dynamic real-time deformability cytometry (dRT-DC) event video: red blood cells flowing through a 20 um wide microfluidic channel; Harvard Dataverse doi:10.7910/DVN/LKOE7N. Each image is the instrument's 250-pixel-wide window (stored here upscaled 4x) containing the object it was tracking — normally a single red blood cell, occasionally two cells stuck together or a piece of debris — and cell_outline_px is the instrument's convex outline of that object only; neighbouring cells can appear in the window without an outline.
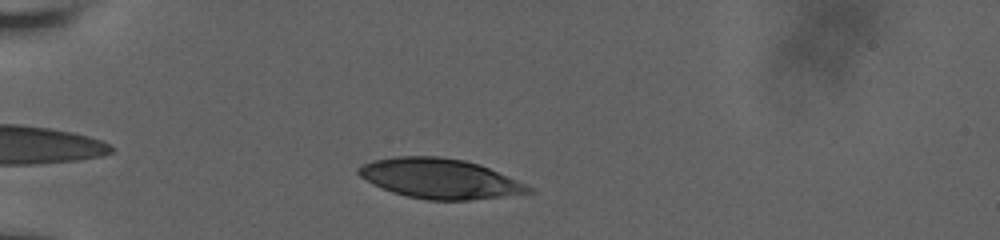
{"species": "human", "species_latin": "Homo sapiens", "temperature_condition": "room temperature", "stored_images_in_passage": 38, "camera_frame_rate_fps": 3000, "um_per_image_px": 0.085, "donor": {"sex": "male"}, "frame": {"image": 1, "passage_image": 5, "time_ms": 1.333, "image_size_px": [1000, 240], "cell_outline_px": [[536, 192], [468, 200], [428, 200], [404, 196], [392, 192], [372, 184], [360, 176], [356, 172], [356, 168], [372, 160], [396, 156], [440, 156], [464, 160], [480, 164], [536, 188]], "centroid_in_image_um": [37.38, 15.18], "position_along_channel_um": 47.6, "area_um2": 39.77}}
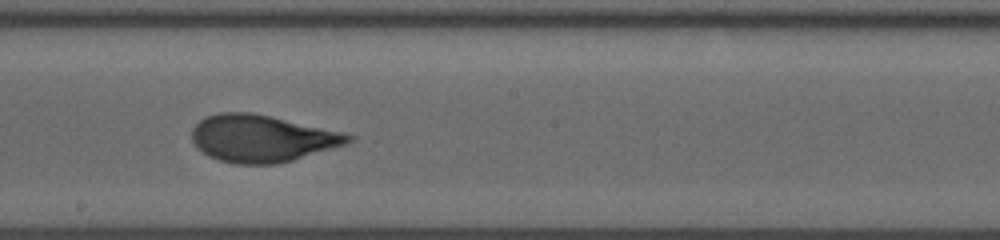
{"frame": {"image": 2, "passage_image": 22, "time_ms": 7.0, "image_size_px": [1000, 240], "cell_outline_px": [[356, 140], [348, 144], [292, 160], [276, 164], [236, 164], [220, 160], [208, 156], [196, 148], [192, 140], [192, 128], [200, 120], [208, 116], [220, 112], [252, 112], [344, 132], [352, 136]], "centroid_in_image_um": [22.27, 11.77], "position_along_channel_um": 225.9, "area_um2": 43.0}}
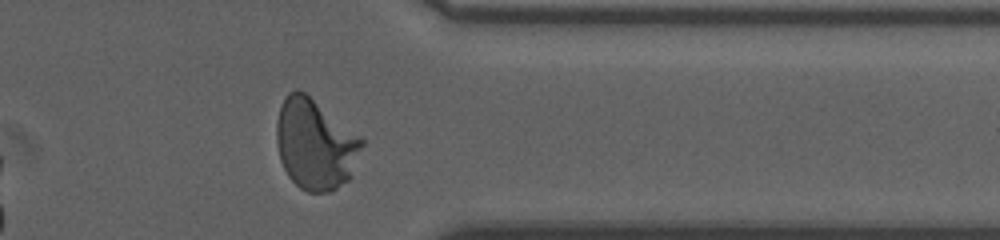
{"frame": {"image": 3, "passage_image": 35, "time_ms": 11.333, "image_size_px": [1000, 240], "cell_outline_px": [[364, 144], [352, 176], [348, 180], [332, 192], [308, 192], [300, 188], [288, 176], [280, 160], [276, 140], [276, 124], [280, 104], [288, 92], [296, 88], [304, 92], [364, 140]], "centroid_in_image_um": [26.78, 12.28], "position_along_channel_um": 384.6, "area_um2": 44.97}, "authors_computed_cell_mechanics": {"area_um2": 42.483, "velocity_mm_per_s": 3.7691, "shape_relaxation_time_tau1_ms": 4.8408, "shape_relaxation_time_tau2_ms": null, "deformation_change_tau1": 0.2153, "deformation_change_tau2": null}}